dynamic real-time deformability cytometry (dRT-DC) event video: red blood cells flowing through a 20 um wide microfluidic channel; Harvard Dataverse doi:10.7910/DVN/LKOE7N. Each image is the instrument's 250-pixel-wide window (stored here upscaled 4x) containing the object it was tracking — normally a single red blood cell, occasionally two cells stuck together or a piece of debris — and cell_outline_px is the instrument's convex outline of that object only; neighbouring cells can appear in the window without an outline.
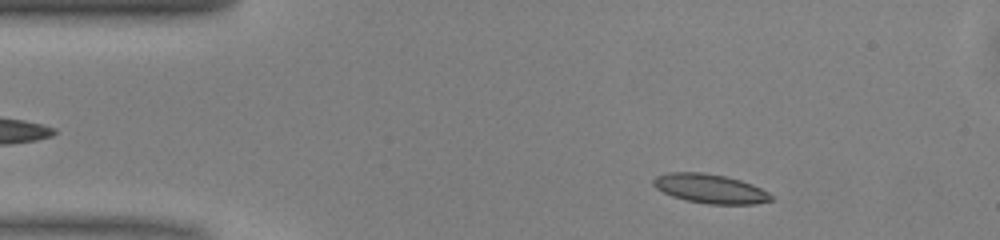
{"species": "common noctule bat (a hibernating species)", "species_latin": "Nyctalus noctula", "temperature_condition": "warm", "stored_images_in_passage": 47, "camera_frame_rate_fps": 3000, "um_per_image_px": 0.085, "animal": {"sex": "male", "body_mass_g": 13.0, "forearm_length_mm": 53.1}, "frame": {"image": 1, "passage_image": 5, "time_ms": 1.333, "image_size_px": [1000, 240], "cell_outline_px": [[772, 200], [756, 204], [708, 204], [684, 200], [672, 196], [656, 188], [652, 184], [652, 180], [656, 176], [668, 172], [700, 172], [724, 176], [740, 180], [752, 184], [768, 192], [772, 196]], "centroid_in_image_um": [60.34, 16.04], "position_along_channel_um": 24.7, "area_um2": 20.0}}
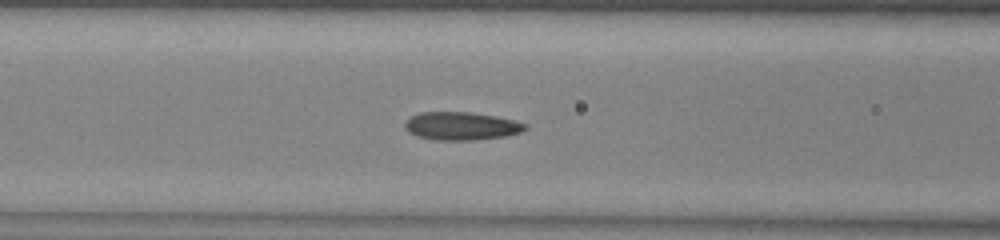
{"frame": {"image": 2, "passage_image": 17, "time_ms": 5.333, "image_size_px": [1000, 240], "cell_outline_px": [[528, 128], [520, 132], [504, 136], [472, 140], [436, 140], [416, 136], [408, 132], [404, 128], [404, 124], [412, 116], [420, 112], [472, 112], [496, 116], [516, 120], [524, 124]], "centroid_in_image_um": [39.19, 10.71], "position_along_channel_um": 127.4, "area_um2": 19.65}}
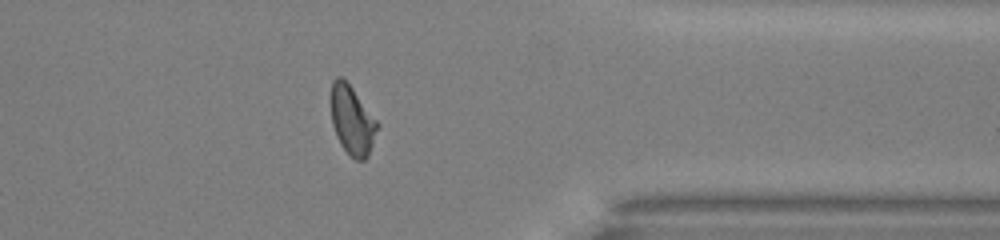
{"frame": {"image": 3, "passage_image": 37, "time_ms": 12.0, "image_size_px": [1000, 240], "cell_outline_px": [[380, 124], [368, 156], [364, 160], [356, 160], [340, 144], [336, 136], [332, 124], [328, 100], [332, 80], [336, 76], [344, 76]], "centroid_in_image_um": [29.89, 10.14], "position_along_channel_um": 381.5, "area_um2": 19.31}, "authors_computed_cell_mechanics": {"area_um2": 19.1318, "velocity_mm_per_s": 4.0591, "shape_relaxation_time_tau1_ms": 4.6853, "shape_relaxation_time_tau2_ms": 1.9536, "deformation_change_tau1": 0.1725, "deformation_change_tau2": 0.077}}